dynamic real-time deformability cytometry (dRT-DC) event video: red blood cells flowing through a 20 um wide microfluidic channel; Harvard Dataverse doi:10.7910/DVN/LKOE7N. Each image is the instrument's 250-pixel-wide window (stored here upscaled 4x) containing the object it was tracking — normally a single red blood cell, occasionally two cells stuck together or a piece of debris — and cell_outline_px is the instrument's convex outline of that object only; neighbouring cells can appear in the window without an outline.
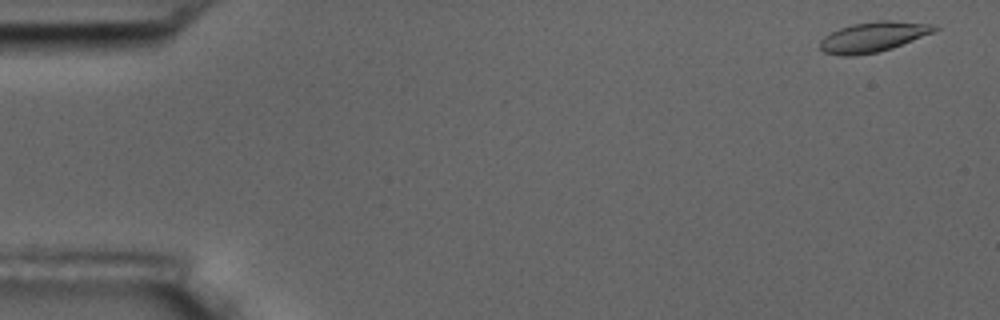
{"species": "common noctule bat (a hibernating species)", "species_latin": "Nyctalus noctula", "temperature_condition": "room temperature", "stored_images_in_passage": 55, "camera_frame_rate_fps": 3000, "um_per_image_px": 0.085, "animal": {"sex": "male", "body_mass_g": 17.5, "forearm_length_mm": 52.3}, "frame": {"image": 1, "passage_image": 1, "time_ms": 0.0, "image_size_px": [1000, 320], "cell_outline_px": [[940, 28], [932, 32], [892, 48], [876, 52], [852, 56], [840, 56], [824, 52], [820, 48], [820, 40], [824, 36], [840, 28], [852, 24], [876, 20], [892, 20], [932, 24]], "centroid_in_image_um": [74.19, 3.13], "position_along_channel_um": 10.8, "area_um2": 19.94}}
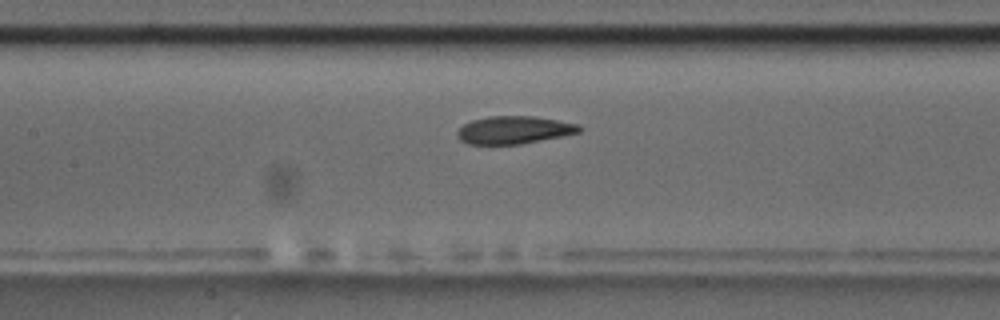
{"frame": {"image": 2, "passage_image": 25, "time_ms": 8.0, "image_size_px": [1000, 320], "cell_outline_px": [[584, 128], [580, 132], [520, 144], [468, 144], [460, 140], [456, 136], [456, 132], [464, 124], [472, 120], [488, 116], [536, 116], [580, 124]], "centroid_in_image_um": [43.7, 11.04], "position_along_channel_um": 163.7, "area_um2": 19.77}}
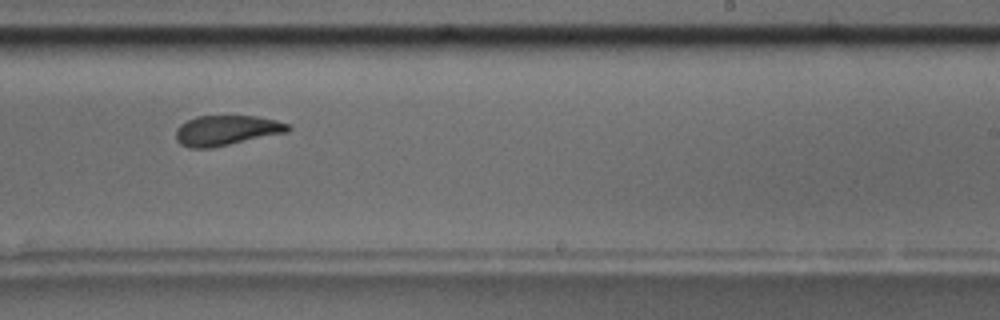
{"frame": {"image": 3, "passage_image": 34, "time_ms": 11.0, "image_size_px": [1000, 320], "cell_outline_px": [[292, 128], [288, 132], [212, 148], [188, 148], [180, 144], [176, 140], [176, 128], [180, 124], [196, 116], [256, 116], [276, 120], [292, 124]], "centroid_in_image_um": [19.27, 11.08], "position_along_channel_um": 269.7, "area_um2": 19.88}, "authors_computed_cell_mechanics": {"area_um2": 20.1722, "velocity_mm_per_s": 3.5516, "shape_relaxation_time_tau1_ms": null, "shape_relaxation_time_tau2_ms": 2.0455, "deformation_change_tau1": null, "deformation_change_tau2": 0.0842}}